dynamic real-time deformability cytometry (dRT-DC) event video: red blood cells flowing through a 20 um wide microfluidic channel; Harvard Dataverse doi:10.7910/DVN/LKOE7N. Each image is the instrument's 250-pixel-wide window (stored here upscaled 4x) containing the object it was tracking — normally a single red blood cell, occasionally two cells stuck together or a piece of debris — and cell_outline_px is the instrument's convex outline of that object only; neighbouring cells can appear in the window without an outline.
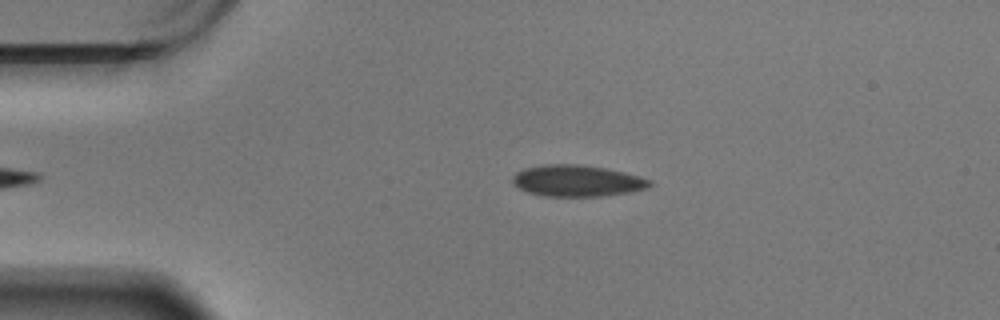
{"species": "Egyptian fruit bat (a non-hibernating species)", "species_latin": "Rousettus aegyptiacus", "temperature_condition": "warm", "stored_images_in_passage": 41, "camera_frame_rate_fps": 3000, "um_per_image_px": 0.085, "animal": {"sex": "male"}, "frame": {"image": 1, "passage_image": 2, "time_ms": 0.333, "image_size_px": [1000, 320], "cell_outline_px": [[652, 184], [648, 188], [628, 192], [600, 196], [544, 196], [528, 192], [512, 184], [512, 176], [516, 172], [524, 168], [544, 164], [580, 164], [608, 168], [640, 176], [652, 180]], "centroid_in_image_um": [49.05, 15.35], "position_along_channel_um": 36.0, "area_um2": 25.26}}
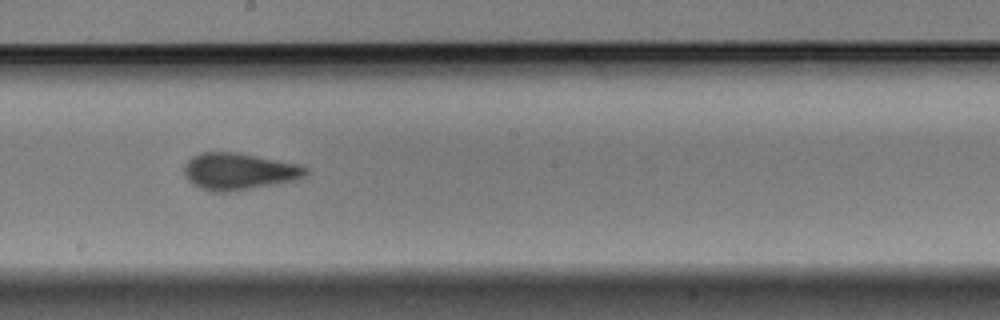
{"frame": {"image": 2, "passage_image": 22, "time_ms": 7.0, "image_size_px": [1000, 320], "cell_outline_px": [[308, 172], [304, 176], [296, 180], [224, 192], [212, 192], [200, 188], [192, 184], [188, 180], [184, 172], [184, 164], [192, 156], [200, 152], [240, 152], [300, 164], [308, 168]], "centroid_in_image_um": [20.29, 14.54], "position_along_channel_um": 227.9, "area_um2": 26.13}}
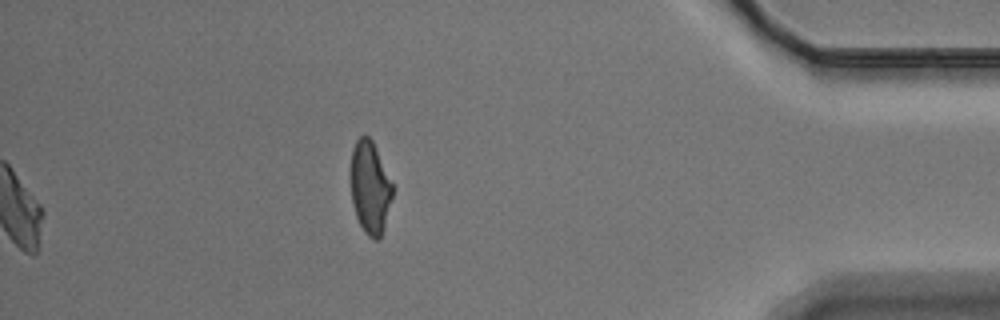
{"frame": {"image": 3, "passage_image": 41, "time_ms": 13.333, "image_size_px": [1000, 320], "cell_outline_px": [[392, 196], [380, 240], [376, 240], [368, 236], [364, 232], [356, 216], [352, 200], [352, 148], [356, 140], [360, 136], [368, 136], [372, 140], [392, 184]], "centroid_in_image_um": [31.45, 15.95], "position_along_channel_um": 403.7, "area_um2": 21.91}, "authors_computed_cell_mechanics": {"area_um2": 24.9118, "velocity_mm_per_s": 3.435, "shape_relaxation_time_tau1_ms": 4.5492, "shape_relaxation_time_tau2_ms": 0.8774, "deformation_change_tau1": 0.1485, "deformation_change_tau2": 0.0694}}